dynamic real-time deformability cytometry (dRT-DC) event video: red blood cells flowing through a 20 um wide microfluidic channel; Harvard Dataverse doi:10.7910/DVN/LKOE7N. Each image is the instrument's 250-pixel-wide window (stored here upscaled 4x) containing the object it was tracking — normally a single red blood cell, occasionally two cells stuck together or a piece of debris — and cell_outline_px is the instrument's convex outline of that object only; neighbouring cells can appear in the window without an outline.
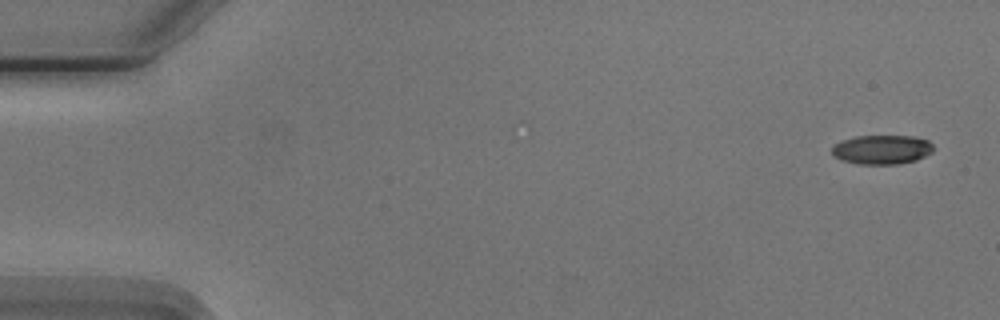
{"species": "Egyptian fruit bat (a non-hibernating species)", "species_latin": "Rousettus aegyptiacus", "temperature_condition": "cold", "stored_images_in_passage": 2, "camera_frame_rate_fps": 3000, "um_per_image_px": 0.085, "animal": {"sex": "male"}, "frame": {"image": 1, "passage_image": 2, "time_ms": 1.333, "image_size_px": [1000, 320], "cell_outline_px": [[932, 152], [916, 160], [896, 164], [860, 164], [840, 160], [832, 156], [832, 144], [840, 140], [856, 136], [912, 136], [928, 140], [932, 144]], "centroid_in_image_um": [74.9, 12.71], "position_along_channel_um": 10.1, "area_um2": 17.4}}